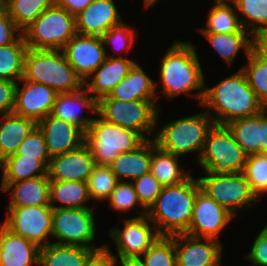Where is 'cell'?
Instances as JSON below:
<instances>
[{
  "label": "cell",
  "mask_w": 267,
  "mask_h": 266,
  "mask_svg": "<svg viewBox=\"0 0 267 266\" xmlns=\"http://www.w3.org/2000/svg\"><path fill=\"white\" fill-rule=\"evenodd\" d=\"M214 6L207 15L206 28H199L201 33H233L238 32L242 26L239 21L236 7L233 2L226 0H213Z\"/></svg>",
  "instance_id": "35"
},
{
  "label": "cell",
  "mask_w": 267,
  "mask_h": 266,
  "mask_svg": "<svg viewBox=\"0 0 267 266\" xmlns=\"http://www.w3.org/2000/svg\"><path fill=\"white\" fill-rule=\"evenodd\" d=\"M5 3V0H0V5H3Z\"/></svg>",
  "instance_id": "55"
},
{
  "label": "cell",
  "mask_w": 267,
  "mask_h": 266,
  "mask_svg": "<svg viewBox=\"0 0 267 266\" xmlns=\"http://www.w3.org/2000/svg\"><path fill=\"white\" fill-rule=\"evenodd\" d=\"M247 154L224 125H214L209 131L203 151L197 160L205 172L215 175L243 172Z\"/></svg>",
  "instance_id": "9"
},
{
  "label": "cell",
  "mask_w": 267,
  "mask_h": 266,
  "mask_svg": "<svg viewBox=\"0 0 267 266\" xmlns=\"http://www.w3.org/2000/svg\"><path fill=\"white\" fill-rule=\"evenodd\" d=\"M179 156L162 150L152 139L150 172L163 185L170 186L184 182L191 174L181 169Z\"/></svg>",
  "instance_id": "29"
},
{
  "label": "cell",
  "mask_w": 267,
  "mask_h": 266,
  "mask_svg": "<svg viewBox=\"0 0 267 266\" xmlns=\"http://www.w3.org/2000/svg\"><path fill=\"white\" fill-rule=\"evenodd\" d=\"M50 206L56 208H91L84 205L90 200L87 182L82 181H50ZM58 202L61 205H54Z\"/></svg>",
  "instance_id": "32"
},
{
  "label": "cell",
  "mask_w": 267,
  "mask_h": 266,
  "mask_svg": "<svg viewBox=\"0 0 267 266\" xmlns=\"http://www.w3.org/2000/svg\"><path fill=\"white\" fill-rule=\"evenodd\" d=\"M27 50L22 34L13 43L0 47V80L17 83L23 78Z\"/></svg>",
  "instance_id": "33"
},
{
  "label": "cell",
  "mask_w": 267,
  "mask_h": 266,
  "mask_svg": "<svg viewBox=\"0 0 267 266\" xmlns=\"http://www.w3.org/2000/svg\"><path fill=\"white\" fill-rule=\"evenodd\" d=\"M126 24L123 20L120 24L113 26L104 33L101 36L104 46L111 44L113 50L118 53H123L124 50L128 52L133 47L137 36L135 29L126 26Z\"/></svg>",
  "instance_id": "43"
},
{
  "label": "cell",
  "mask_w": 267,
  "mask_h": 266,
  "mask_svg": "<svg viewBox=\"0 0 267 266\" xmlns=\"http://www.w3.org/2000/svg\"><path fill=\"white\" fill-rule=\"evenodd\" d=\"M52 218L51 206L13 207L7 208L3 225L41 248L51 243Z\"/></svg>",
  "instance_id": "12"
},
{
  "label": "cell",
  "mask_w": 267,
  "mask_h": 266,
  "mask_svg": "<svg viewBox=\"0 0 267 266\" xmlns=\"http://www.w3.org/2000/svg\"><path fill=\"white\" fill-rule=\"evenodd\" d=\"M37 125L32 119L9 113L0 118V163L16 154L19 145Z\"/></svg>",
  "instance_id": "28"
},
{
  "label": "cell",
  "mask_w": 267,
  "mask_h": 266,
  "mask_svg": "<svg viewBox=\"0 0 267 266\" xmlns=\"http://www.w3.org/2000/svg\"><path fill=\"white\" fill-rule=\"evenodd\" d=\"M105 249L49 243L40 248L39 266H88Z\"/></svg>",
  "instance_id": "25"
},
{
  "label": "cell",
  "mask_w": 267,
  "mask_h": 266,
  "mask_svg": "<svg viewBox=\"0 0 267 266\" xmlns=\"http://www.w3.org/2000/svg\"><path fill=\"white\" fill-rule=\"evenodd\" d=\"M88 266H114L112 259L105 253L98 254Z\"/></svg>",
  "instance_id": "53"
},
{
  "label": "cell",
  "mask_w": 267,
  "mask_h": 266,
  "mask_svg": "<svg viewBox=\"0 0 267 266\" xmlns=\"http://www.w3.org/2000/svg\"><path fill=\"white\" fill-rule=\"evenodd\" d=\"M118 182L109 166L95 165L87 180L88 194L91 200L104 201L109 198Z\"/></svg>",
  "instance_id": "40"
},
{
  "label": "cell",
  "mask_w": 267,
  "mask_h": 266,
  "mask_svg": "<svg viewBox=\"0 0 267 266\" xmlns=\"http://www.w3.org/2000/svg\"><path fill=\"white\" fill-rule=\"evenodd\" d=\"M206 173L205 177L197 178L201 191L215 200L234 217L238 210H248V208L252 207V203L258 201L251 191L243 172L223 175Z\"/></svg>",
  "instance_id": "11"
},
{
  "label": "cell",
  "mask_w": 267,
  "mask_h": 266,
  "mask_svg": "<svg viewBox=\"0 0 267 266\" xmlns=\"http://www.w3.org/2000/svg\"><path fill=\"white\" fill-rule=\"evenodd\" d=\"M16 82L0 80V117L13 112Z\"/></svg>",
  "instance_id": "48"
},
{
  "label": "cell",
  "mask_w": 267,
  "mask_h": 266,
  "mask_svg": "<svg viewBox=\"0 0 267 266\" xmlns=\"http://www.w3.org/2000/svg\"><path fill=\"white\" fill-rule=\"evenodd\" d=\"M247 155L261 153V113L225 125Z\"/></svg>",
  "instance_id": "34"
},
{
  "label": "cell",
  "mask_w": 267,
  "mask_h": 266,
  "mask_svg": "<svg viewBox=\"0 0 267 266\" xmlns=\"http://www.w3.org/2000/svg\"><path fill=\"white\" fill-rule=\"evenodd\" d=\"M152 139L146 140L137 149L120 153L108 166L118 181L132 182L150 171Z\"/></svg>",
  "instance_id": "26"
},
{
  "label": "cell",
  "mask_w": 267,
  "mask_h": 266,
  "mask_svg": "<svg viewBox=\"0 0 267 266\" xmlns=\"http://www.w3.org/2000/svg\"><path fill=\"white\" fill-rule=\"evenodd\" d=\"M94 0H56V3L68 11L70 14L77 15L84 10Z\"/></svg>",
  "instance_id": "51"
},
{
  "label": "cell",
  "mask_w": 267,
  "mask_h": 266,
  "mask_svg": "<svg viewBox=\"0 0 267 266\" xmlns=\"http://www.w3.org/2000/svg\"><path fill=\"white\" fill-rule=\"evenodd\" d=\"M39 251L36 244L0 224V266H39Z\"/></svg>",
  "instance_id": "24"
},
{
  "label": "cell",
  "mask_w": 267,
  "mask_h": 266,
  "mask_svg": "<svg viewBox=\"0 0 267 266\" xmlns=\"http://www.w3.org/2000/svg\"><path fill=\"white\" fill-rule=\"evenodd\" d=\"M123 229L112 227L110 238L115 242L117 256H141L159 237L155 226L151 227V220L142 217L126 218Z\"/></svg>",
  "instance_id": "13"
},
{
  "label": "cell",
  "mask_w": 267,
  "mask_h": 266,
  "mask_svg": "<svg viewBox=\"0 0 267 266\" xmlns=\"http://www.w3.org/2000/svg\"><path fill=\"white\" fill-rule=\"evenodd\" d=\"M200 190L198 179L191 175L184 182L163 187L146 212L160 236L171 237L187 232Z\"/></svg>",
  "instance_id": "3"
},
{
  "label": "cell",
  "mask_w": 267,
  "mask_h": 266,
  "mask_svg": "<svg viewBox=\"0 0 267 266\" xmlns=\"http://www.w3.org/2000/svg\"><path fill=\"white\" fill-rule=\"evenodd\" d=\"M104 245H105L104 252L112 259L114 266L119 265V264H121L122 266H146L141 256H126V257L116 256L112 254V252L110 251V248L108 247V244H104ZM118 258H119V261H118Z\"/></svg>",
  "instance_id": "50"
},
{
  "label": "cell",
  "mask_w": 267,
  "mask_h": 266,
  "mask_svg": "<svg viewBox=\"0 0 267 266\" xmlns=\"http://www.w3.org/2000/svg\"><path fill=\"white\" fill-rule=\"evenodd\" d=\"M23 83L20 89L18 84ZM13 113L38 123L50 115L58 93L51 87L24 80L16 83Z\"/></svg>",
  "instance_id": "17"
},
{
  "label": "cell",
  "mask_w": 267,
  "mask_h": 266,
  "mask_svg": "<svg viewBox=\"0 0 267 266\" xmlns=\"http://www.w3.org/2000/svg\"><path fill=\"white\" fill-rule=\"evenodd\" d=\"M201 105L207 108L205 111L216 125L224 126L237 119L256 116L265 109L241 68L215 86H205Z\"/></svg>",
  "instance_id": "1"
},
{
  "label": "cell",
  "mask_w": 267,
  "mask_h": 266,
  "mask_svg": "<svg viewBox=\"0 0 267 266\" xmlns=\"http://www.w3.org/2000/svg\"><path fill=\"white\" fill-rule=\"evenodd\" d=\"M261 153L267 154V109L261 112Z\"/></svg>",
  "instance_id": "52"
},
{
  "label": "cell",
  "mask_w": 267,
  "mask_h": 266,
  "mask_svg": "<svg viewBox=\"0 0 267 266\" xmlns=\"http://www.w3.org/2000/svg\"><path fill=\"white\" fill-rule=\"evenodd\" d=\"M122 21L114 0H94L75 16L76 32L102 36Z\"/></svg>",
  "instance_id": "20"
},
{
  "label": "cell",
  "mask_w": 267,
  "mask_h": 266,
  "mask_svg": "<svg viewBox=\"0 0 267 266\" xmlns=\"http://www.w3.org/2000/svg\"><path fill=\"white\" fill-rule=\"evenodd\" d=\"M76 34L75 15L57 3L46 9L22 31L30 49L62 50Z\"/></svg>",
  "instance_id": "8"
},
{
  "label": "cell",
  "mask_w": 267,
  "mask_h": 266,
  "mask_svg": "<svg viewBox=\"0 0 267 266\" xmlns=\"http://www.w3.org/2000/svg\"><path fill=\"white\" fill-rule=\"evenodd\" d=\"M4 4L10 18L23 31L56 0H5Z\"/></svg>",
  "instance_id": "36"
},
{
  "label": "cell",
  "mask_w": 267,
  "mask_h": 266,
  "mask_svg": "<svg viewBox=\"0 0 267 266\" xmlns=\"http://www.w3.org/2000/svg\"><path fill=\"white\" fill-rule=\"evenodd\" d=\"M93 208H56L53 209L51 236L59 245L81 246L88 249H105V245L96 247V224ZM92 242V243H91Z\"/></svg>",
  "instance_id": "10"
},
{
  "label": "cell",
  "mask_w": 267,
  "mask_h": 266,
  "mask_svg": "<svg viewBox=\"0 0 267 266\" xmlns=\"http://www.w3.org/2000/svg\"><path fill=\"white\" fill-rule=\"evenodd\" d=\"M157 83L150 78L140 64L135 63L127 76L109 93L111 98L124 101L157 100Z\"/></svg>",
  "instance_id": "27"
},
{
  "label": "cell",
  "mask_w": 267,
  "mask_h": 266,
  "mask_svg": "<svg viewBox=\"0 0 267 266\" xmlns=\"http://www.w3.org/2000/svg\"><path fill=\"white\" fill-rule=\"evenodd\" d=\"M145 7H154L159 0H143Z\"/></svg>",
  "instance_id": "54"
},
{
  "label": "cell",
  "mask_w": 267,
  "mask_h": 266,
  "mask_svg": "<svg viewBox=\"0 0 267 266\" xmlns=\"http://www.w3.org/2000/svg\"><path fill=\"white\" fill-rule=\"evenodd\" d=\"M62 51L83 82L104 62L108 54L101 36L78 33L68 41Z\"/></svg>",
  "instance_id": "14"
},
{
  "label": "cell",
  "mask_w": 267,
  "mask_h": 266,
  "mask_svg": "<svg viewBox=\"0 0 267 266\" xmlns=\"http://www.w3.org/2000/svg\"><path fill=\"white\" fill-rule=\"evenodd\" d=\"M84 87L71 93H58L51 115L80 127L85 133L94 120L93 117H82L81 109L97 114V100Z\"/></svg>",
  "instance_id": "21"
},
{
  "label": "cell",
  "mask_w": 267,
  "mask_h": 266,
  "mask_svg": "<svg viewBox=\"0 0 267 266\" xmlns=\"http://www.w3.org/2000/svg\"><path fill=\"white\" fill-rule=\"evenodd\" d=\"M94 166L90 148L84 143L74 150L51 157L47 175L50 181L87 182Z\"/></svg>",
  "instance_id": "18"
},
{
  "label": "cell",
  "mask_w": 267,
  "mask_h": 266,
  "mask_svg": "<svg viewBox=\"0 0 267 266\" xmlns=\"http://www.w3.org/2000/svg\"><path fill=\"white\" fill-rule=\"evenodd\" d=\"M145 141L140 133L100 117L94 118L85 133V143L90 148L95 165L108 166L120 153L133 151Z\"/></svg>",
  "instance_id": "6"
},
{
  "label": "cell",
  "mask_w": 267,
  "mask_h": 266,
  "mask_svg": "<svg viewBox=\"0 0 267 266\" xmlns=\"http://www.w3.org/2000/svg\"><path fill=\"white\" fill-rule=\"evenodd\" d=\"M252 51L267 62V29L252 34Z\"/></svg>",
  "instance_id": "49"
},
{
  "label": "cell",
  "mask_w": 267,
  "mask_h": 266,
  "mask_svg": "<svg viewBox=\"0 0 267 266\" xmlns=\"http://www.w3.org/2000/svg\"><path fill=\"white\" fill-rule=\"evenodd\" d=\"M16 155L35 159H51L43 132L36 125L21 142Z\"/></svg>",
  "instance_id": "45"
},
{
  "label": "cell",
  "mask_w": 267,
  "mask_h": 266,
  "mask_svg": "<svg viewBox=\"0 0 267 266\" xmlns=\"http://www.w3.org/2000/svg\"><path fill=\"white\" fill-rule=\"evenodd\" d=\"M198 58L192 43L174 41L163 56L160 67V82L163 83L160 92L164 97L172 99L183 93L189 94L195 97L201 106L206 84Z\"/></svg>",
  "instance_id": "2"
},
{
  "label": "cell",
  "mask_w": 267,
  "mask_h": 266,
  "mask_svg": "<svg viewBox=\"0 0 267 266\" xmlns=\"http://www.w3.org/2000/svg\"><path fill=\"white\" fill-rule=\"evenodd\" d=\"M248 64L241 67L248 84L255 92L260 104L267 109V62L253 51L247 56Z\"/></svg>",
  "instance_id": "38"
},
{
  "label": "cell",
  "mask_w": 267,
  "mask_h": 266,
  "mask_svg": "<svg viewBox=\"0 0 267 266\" xmlns=\"http://www.w3.org/2000/svg\"><path fill=\"white\" fill-rule=\"evenodd\" d=\"M234 216L201 190L197 193L189 229L185 234L220 241L219 233Z\"/></svg>",
  "instance_id": "15"
},
{
  "label": "cell",
  "mask_w": 267,
  "mask_h": 266,
  "mask_svg": "<svg viewBox=\"0 0 267 266\" xmlns=\"http://www.w3.org/2000/svg\"><path fill=\"white\" fill-rule=\"evenodd\" d=\"M37 126L43 132L50 157L64 154L85 143V132L80 127L51 114L41 119Z\"/></svg>",
  "instance_id": "19"
},
{
  "label": "cell",
  "mask_w": 267,
  "mask_h": 266,
  "mask_svg": "<svg viewBox=\"0 0 267 266\" xmlns=\"http://www.w3.org/2000/svg\"><path fill=\"white\" fill-rule=\"evenodd\" d=\"M212 45L215 51L231 67L237 53L244 49L246 57L252 51L251 32L241 28L233 33H201ZM251 35V36H250Z\"/></svg>",
  "instance_id": "31"
},
{
  "label": "cell",
  "mask_w": 267,
  "mask_h": 266,
  "mask_svg": "<svg viewBox=\"0 0 267 266\" xmlns=\"http://www.w3.org/2000/svg\"><path fill=\"white\" fill-rule=\"evenodd\" d=\"M23 79L47 85L57 93H71L84 87L62 50L28 48Z\"/></svg>",
  "instance_id": "4"
},
{
  "label": "cell",
  "mask_w": 267,
  "mask_h": 266,
  "mask_svg": "<svg viewBox=\"0 0 267 266\" xmlns=\"http://www.w3.org/2000/svg\"><path fill=\"white\" fill-rule=\"evenodd\" d=\"M156 102L157 100L126 102L106 95L97 100L96 115L106 122L132 129L149 140L151 138L147 134H152L158 127L160 109Z\"/></svg>",
  "instance_id": "7"
},
{
  "label": "cell",
  "mask_w": 267,
  "mask_h": 266,
  "mask_svg": "<svg viewBox=\"0 0 267 266\" xmlns=\"http://www.w3.org/2000/svg\"><path fill=\"white\" fill-rule=\"evenodd\" d=\"M107 200L113 209L123 213L133 210L139 204L142 210L138 217L146 215L147 210L141 205L132 182L118 181Z\"/></svg>",
  "instance_id": "42"
},
{
  "label": "cell",
  "mask_w": 267,
  "mask_h": 266,
  "mask_svg": "<svg viewBox=\"0 0 267 266\" xmlns=\"http://www.w3.org/2000/svg\"><path fill=\"white\" fill-rule=\"evenodd\" d=\"M136 61L125 56H106L104 62L84 81V87L92 96L99 98L109 95L113 88L122 81ZM93 76V77H92ZM92 79L91 81H88Z\"/></svg>",
  "instance_id": "22"
},
{
  "label": "cell",
  "mask_w": 267,
  "mask_h": 266,
  "mask_svg": "<svg viewBox=\"0 0 267 266\" xmlns=\"http://www.w3.org/2000/svg\"><path fill=\"white\" fill-rule=\"evenodd\" d=\"M214 125L212 117L206 111H200L164 124L154 135V140L162 150L173 155L181 157L197 152L199 159L207 135Z\"/></svg>",
  "instance_id": "5"
},
{
  "label": "cell",
  "mask_w": 267,
  "mask_h": 266,
  "mask_svg": "<svg viewBox=\"0 0 267 266\" xmlns=\"http://www.w3.org/2000/svg\"><path fill=\"white\" fill-rule=\"evenodd\" d=\"M141 257L146 266H177L174 239L160 236Z\"/></svg>",
  "instance_id": "41"
},
{
  "label": "cell",
  "mask_w": 267,
  "mask_h": 266,
  "mask_svg": "<svg viewBox=\"0 0 267 266\" xmlns=\"http://www.w3.org/2000/svg\"><path fill=\"white\" fill-rule=\"evenodd\" d=\"M252 266H267V223L256 236L251 251L244 257Z\"/></svg>",
  "instance_id": "46"
},
{
  "label": "cell",
  "mask_w": 267,
  "mask_h": 266,
  "mask_svg": "<svg viewBox=\"0 0 267 266\" xmlns=\"http://www.w3.org/2000/svg\"><path fill=\"white\" fill-rule=\"evenodd\" d=\"M141 205L148 210L161 193L163 185L149 171L132 181Z\"/></svg>",
  "instance_id": "44"
},
{
  "label": "cell",
  "mask_w": 267,
  "mask_h": 266,
  "mask_svg": "<svg viewBox=\"0 0 267 266\" xmlns=\"http://www.w3.org/2000/svg\"><path fill=\"white\" fill-rule=\"evenodd\" d=\"M50 159H35L11 155L0 163L1 182H20L48 174Z\"/></svg>",
  "instance_id": "30"
},
{
  "label": "cell",
  "mask_w": 267,
  "mask_h": 266,
  "mask_svg": "<svg viewBox=\"0 0 267 266\" xmlns=\"http://www.w3.org/2000/svg\"><path fill=\"white\" fill-rule=\"evenodd\" d=\"M243 174L251 191L260 200L267 193V154L248 155Z\"/></svg>",
  "instance_id": "39"
},
{
  "label": "cell",
  "mask_w": 267,
  "mask_h": 266,
  "mask_svg": "<svg viewBox=\"0 0 267 266\" xmlns=\"http://www.w3.org/2000/svg\"><path fill=\"white\" fill-rule=\"evenodd\" d=\"M2 192H9L11 201L7 208L50 206V179L48 175L20 182H1Z\"/></svg>",
  "instance_id": "23"
},
{
  "label": "cell",
  "mask_w": 267,
  "mask_h": 266,
  "mask_svg": "<svg viewBox=\"0 0 267 266\" xmlns=\"http://www.w3.org/2000/svg\"><path fill=\"white\" fill-rule=\"evenodd\" d=\"M22 31L8 15L5 4L0 5V47L13 43Z\"/></svg>",
  "instance_id": "47"
},
{
  "label": "cell",
  "mask_w": 267,
  "mask_h": 266,
  "mask_svg": "<svg viewBox=\"0 0 267 266\" xmlns=\"http://www.w3.org/2000/svg\"><path fill=\"white\" fill-rule=\"evenodd\" d=\"M174 239L177 266H219L223 245L210 238H198L188 234L171 236Z\"/></svg>",
  "instance_id": "16"
},
{
  "label": "cell",
  "mask_w": 267,
  "mask_h": 266,
  "mask_svg": "<svg viewBox=\"0 0 267 266\" xmlns=\"http://www.w3.org/2000/svg\"><path fill=\"white\" fill-rule=\"evenodd\" d=\"M231 1L236 7V11H239L238 17L242 28L248 31L251 29V34L267 29V0ZM240 16H243L244 19L242 20Z\"/></svg>",
  "instance_id": "37"
}]
</instances>
